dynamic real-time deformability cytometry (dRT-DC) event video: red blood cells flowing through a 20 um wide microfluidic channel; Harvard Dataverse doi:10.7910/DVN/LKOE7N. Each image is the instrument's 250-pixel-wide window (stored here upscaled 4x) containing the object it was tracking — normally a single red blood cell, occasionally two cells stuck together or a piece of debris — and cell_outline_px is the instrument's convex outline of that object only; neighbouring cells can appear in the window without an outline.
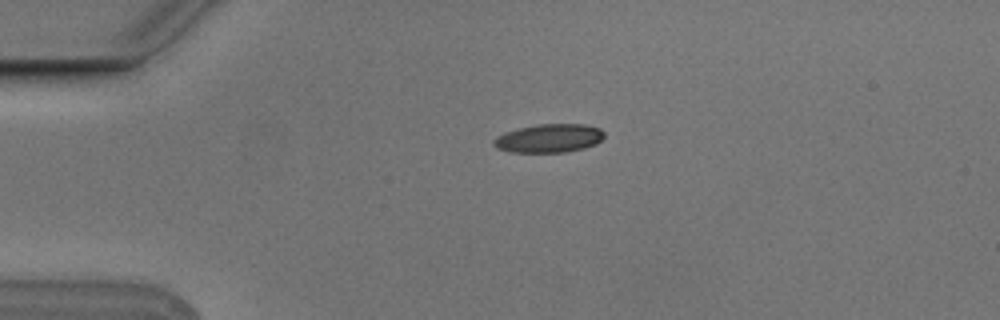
{"species": "Egyptian fruit bat (a non-hibernating species)", "species_latin": "Rousettus aegyptiacus", "temperature_condition": "cold", "stored_images_in_passage": 3, "camera_frame_rate_fps": 3000, "um_per_image_px": 0.085, "animal": {"sex": "male"}, "frame": {"image": 1, "passage_image": 1, "time_ms": 0.0, "image_size_px": [1000, 320], "cell_outline_px": [[604, 136], [596, 144], [584, 148], [564, 152], [512, 152], [496, 148], [492, 144], [492, 140], [496, 136], [504, 132], [516, 128], [536, 124], [584, 124], [600, 128], [604, 132]], "centroid_in_image_um": [46.63, 11.74], "position_along_channel_um": 38.4, "area_um2": 18.55}}
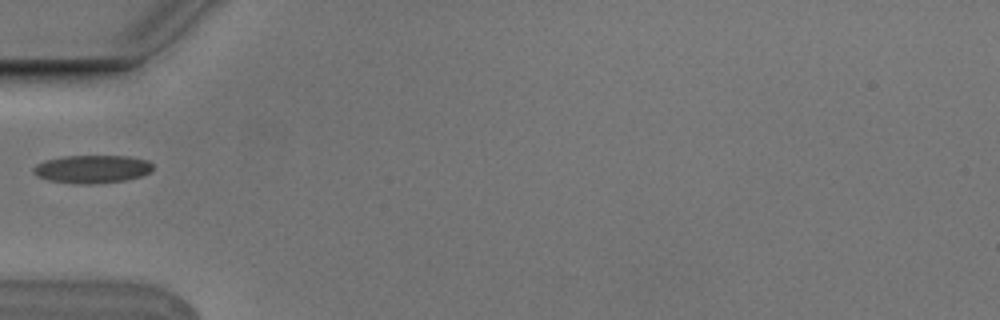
{"frame": {"image": 2, "passage_image": 2, "time_ms": 0.333, "image_size_px": [1000, 320], "cell_outline_px": [[152, 168], [148, 172], [140, 176], [124, 180], [96, 184], [72, 184], [48, 180], [36, 176], [32, 172], [32, 168], [36, 164], [44, 160], [64, 156], [128, 156], [148, 160], [152, 164]], "centroid_in_image_um": [7.76, 14.37], "position_along_channel_um": 77.2, "area_um2": 19.65}}